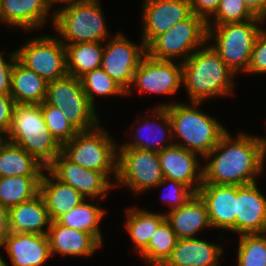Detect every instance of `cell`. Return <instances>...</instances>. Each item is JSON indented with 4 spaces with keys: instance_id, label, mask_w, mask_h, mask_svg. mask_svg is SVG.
<instances>
[{
    "instance_id": "15",
    "label": "cell",
    "mask_w": 266,
    "mask_h": 266,
    "mask_svg": "<svg viewBox=\"0 0 266 266\" xmlns=\"http://www.w3.org/2000/svg\"><path fill=\"white\" fill-rule=\"evenodd\" d=\"M142 6L141 41L145 46L192 14L190 0H143Z\"/></svg>"
},
{
    "instance_id": "28",
    "label": "cell",
    "mask_w": 266,
    "mask_h": 266,
    "mask_svg": "<svg viewBox=\"0 0 266 266\" xmlns=\"http://www.w3.org/2000/svg\"><path fill=\"white\" fill-rule=\"evenodd\" d=\"M45 167L22 147L7 142L0 149V178L42 176Z\"/></svg>"
},
{
    "instance_id": "47",
    "label": "cell",
    "mask_w": 266,
    "mask_h": 266,
    "mask_svg": "<svg viewBox=\"0 0 266 266\" xmlns=\"http://www.w3.org/2000/svg\"><path fill=\"white\" fill-rule=\"evenodd\" d=\"M0 247L2 248L3 245L0 244ZM8 263L6 260H4L3 256L0 255V266H6Z\"/></svg>"
},
{
    "instance_id": "8",
    "label": "cell",
    "mask_w": 266,
    "mask_h": 266,
    "mask_svg": "<svg viewBox=\"0 0 266 266\" xmlns=\"http://www.w3.org/2000/svg\"><path fill=\"white\" fill-rule=\"evenodd\" d=\"M207 21L192 13L167 32L156 36L147 46L146 54L156 60L173 61L183 57L185 62L196 49L207 44Z\"/></svg>"
},
{
    "instance_id": "33",
    "label": "cell",
    "mask_w": 266,
    "mask_h": 266,
    "mask_svg": "<svg viewBox=\"0 0 266 266\" xmlns=\"http://www.w3.org/2000/svg\"><path fill=\"white\" fill-rule=\"evenodd\" d=\"M177 235L165 220L150 238L147 246L139 253L147 266H161L171 255L177 243Z\"/></svg>"
},
{
    "instance_id": "26",
    "label": "cell",
    "mask_w": 266,
    "mask_h": 266,
    "mask_svg": "<svg viewBox=\"0 0 266 266\" xmlns=\"http://www.w3.org/2000/svg\"><path fill=\"white\" fill-rule=\"evenodd\" d=\"M165 218L178 239L195 238L203 229L212 228L205 203L197 193L185 205L165 213Z\"/></svg>"
},
{
    "instance_id": "16",
    "label": "cell",
    "mask_w": 266,
    "mask_h": 266,
    "mask_svg": "<svg viewBox=\"0 0 266 266\" xmlns=\"http://www.w3.org/2000/svg\"><path fill=\"white\" fill-rule=\"evenodd\" d=\"M258 182L237 186L235 233L266 234V197Z\"/></svg>"
},
{
    "instance_id": "36",
    "label": "cell",
    "mask_w": 266,
    "mask_h": 266,
    "mask_svg": "<svg viewBox=\"0 0 266 266\" xmlns=\"http://www.w3.org/2000/svg\"><path fill=\"white\" fill-rule=\"evenodd\" d=\"M213 24L207 20V26L227 23H242L253 20L257 16L247 7L244 0H220L219 6L212 15Z\"/></svg>"
},
{
    "instance_id": "14",
    "label": "cell",
    "mask_w": 266,
    "mask_h": 266,
    "mask_svg": "<svg viewBox=\"0 0 266 266\" xmlns=\"http://www.w3.org/2000/svg\"><path fill=\"white\" fill-rule=\"evenodd\" d=\"M47 169L60 181L72 186L86 199L104 200L113 189L114 182L100 171L86 169L69 160L62 152L53 160ZM88 197V198H87Z\"/></svg>"
},
{
    "instance_id": "42",
    "label": "cell",
    "mask_w": 266,
    "mask_h": 266,
    "mask_svg": "<svg viewBox=\"0 0 266 266\" xmlns=\"http://www.w3.org/2000/svg\"><path fill=\"white\" fill-rule=\"evenodd\" d=\"M220 0H190L192 13L210 20L219 6ZM211 15V16H210Z\"/></svg>"
},
{
    "instance_id": "13",
    "label": "cell",
    "mask_w": 266,
    "mask_h": 266,
    "mask_svg": "<svg viewBox=\"0 0 266 266\" xmlns=\"http://www.w3.org/2000/svg\"><path fill=\"white\" fill-rule=\"evenodd\" d=\"M131 86L126 96L133 93L132 89H138L141 94L172 96L182 87V62L156 60L146 54L134 73Z\"/></svg>"
},
{
    "instance_id": "37",
    "label": "cell",
    "mask_w": 266,
    "mask_h": 266,
    "mask_svg": "<svg viewBox=\"0 0 266 266\" xmlns=\"http://www.w3.org/2000/svg\"><path fill=\"white\" fill-rule=\"evenodd\" d=\"M40 106L49 131L61 145L77 135L79 131L63 116L62 110L45 101Z\"/></svg>"
},
{
    "instance_id": "27",
    "label": "cell",
    "mask_w": 266,
    "mask_h": 266,
    "mask_svg": "<svg viewBox=\"0 0 266 266\" xmlns=\"http://www.w3.org/2000/svg\"><path fill=\"white\" fill-rule=\"evenodd\" d=\"M48 82L16 59L11 80V97L15 104H41L45 101Z\"/></svg>"
},
{
    "instance_id": "1",
    "label": "cell",
    "mask_w": 266,
    "mask_h": 266,
    "mask_svg": "<svg viewBox=\"0 0 266 266\" xmlns=\"http://www.w3.org/2000/svg\"><path fill=\"white\" fill-rule=\"evenodd\" d=\"M232 137L227 131L204 157L203 183L241 186L257 182L265 164L266 137L244 132Z\"/></svg>"
},
{
    "instance_id": "22",
    "label": "cell",
    "mask_w": 266,
    "mask_h": 266,
    "mask_svg": "<svg viewBox=\"0 0 266 266\" xmlns=\"http://www.w3.org/2000/svg\"><path fill=\"white\" fill-rule=\"evenodd\" d=\"M223 247L203 239H178L171 255L161 266H220Z\"/></svg>"
},
{
    "instance_id": "39",
    "label": "cell",
    "mask_w": 266,
    "mask_h": 266,
    "mask_svg": "<svg viewBox=\"0 0 266 266\" xmlns=\"http://www.w3.org/2000/svg\"><path fill=\"white\" fill-rule=\"evenodd\" d=\"M266 73V29L261 28L255 40L246 74Z\"/></svg>"
},
{
    "instance_id": "11",
    "label": "cell",
    "mask_w": 266,
    "mask_h": 266,
    "mask_svg": "<svg viewBox=\"0 0 266 266\" xmlns=\"http://www.w3.org/2000/svg\"><path fill=\"white\" fill-rule=\"evenodd\" d=\"M17 59L47 82L66 76V49L59 37L41 35L16 50Z\"/></svg>"
},
{
    "instance_id": "3",
    "label": "cell",
    "mask_w": 266,
    "mask_h": 266,
    "mask_svg": "<svg viewBox=\"0 0 266 266\" xmlns=\"http://www.w3.org/2000/svg\"><path fill=\"white\" fill-rule=\"evenodd\" d=\"M175 102V103H174ZM159 104L156 107H165L170 116L174 144L197 153L204 158L228 131L215 117L203 113L198 108V102L190 104L174 101ZM192 104V105H191ZM175 138V139H174Z\"/></svg>"
},
{
    "instance_id": "21",
    "label": "cell",
    "mask_w": 266,
    "mask_h": 266,
    "mask_svg": "<svg viewBox=\"0 0 266 266\" xmlns=\"http://www.w3.org/2000/svg\"><path fill=\"white\" fill-rule=\"evenodd\" d=\"M3 247L13 266H42L52 258L47 235L11 232Z\"/></svg>"
},
{
    "instance_id": "25",
    "label": "cell",
    "mask_w": 266,
    "mask_h": 266,
    "mask_svg": "<svg viewBox=\"0 0 266 266\" xmlns=\"http://www.w3.org/2000/svg\"><path fill=\"white\" fill-rule=\"evenodd\" d=\"M50 224L51 219L40 194L9 209L10 232L47 235Z\"/></svg>"
},
{
    "instance_id": "46",
    "label": "cell",
    "mask_w": 266,
    "mask_h": 266,
    "mask_svg": "<svg viewBox=\"0 0 266 266\" xmlns=\"http://www.w3.org/2000/svg\"><path fill=\"white\" fill-rule=\"evenodd\" d=\"M7 142V134L0 129V149Z\"/></svg>"
},
{
    "instance_id": "5",
    "label": "cell",
    "mask_w": 266,
    "mask_h": 266,
    "mask_svg": "<svg viewBox=\"0 0 266 266\" xmlns=\"http://www.w3.org/2000/svg\"><path fill=\"white\" fill-rule=\"evenodd\" d=\"M99 0H82L60 7L53 13L54 30L64 44L105 42L110 31ZM66 41V42H65Z\"/></svg>"
},
{
    "instance_id": "35",
    "label": "cell",
    "mask_w": 266,
    "mask_h": 266,
    "mask_svg": "<svg viewBox=\"0 0 266 266\" xmlns=\"http://www.w3.org/2000/svg\"><path fill=\"white\" fill-rule=\"evenodd\" d=\"M237 265L266 266L265 233L239 235Z\"/></svg>"
},
{
    "instance_id": "23",
    "label": "cell",
    "mask_w": 266,
    "mask_h": 266,
    "mask_svg": "<svg viewBox=\"0 0 266 266\" xmlns=\"http://www.w3.org/2000/svg\"><path fill=\"white\" fill-rule=\"evenodd\" d=\"M51 9L47 0H1L0 22L33 31L43 27Z\"/></svg>"
},
{
    "instance_id": "43",
    "label": "cell",
    "mask_w": 266,
    "mask_h": 266,
    "mask_svg": "<svg viewBox=\"0 0 266 266\" xmlns=\"http://www.w3.org/2000/svg\"><path fill=\"white\" fill-rule=\"evenodd\" d=\"M9 209L0 204V244L3 245L10 234Z\"/></svg>"
},
{
    "instance_id": "30",
    "label": "cell",
    "mask_w": 266,
    "mask_h": 266,
    "mask_svg": "<svg viewBox=\"0 0 266 266\" xmlns=\"http://www.w3.org/2000/svg\"><path fill=\"white\" fill-rule=\"evenodd\" d=\"M103 42L64 44L67 73L80 78L87 72L100 68L104 51Z\"/></svg>"
},
{
    "instance_id": "44",
    "label": "cell",
    "mask_w": 266,
    "mask_h": 266,
    "mask_svg": "<svg viewBox=\"0 0 266 266\" xmlns=\"http://www.w3.org/2000/svg\"><path fill=\"white\" fill-rule=\"evenodd\" d=\"M244 2L256 16L266 20V0H244Z\"/></svg>"
},
{
    "instance_id": "6",
    "label": "cell",
    "mask_w": 266,
    "mask_h": 266,
    "mask_svg": "<svg viewBox=\"0 0 266 266\" xmlns=\"http://www.w3.org/2000/svg\"><path fill=\"white\" fill-rule=\"evenodd\" d=\"M62 153L73 163L102 172L110 181L113 173L115 177L112 179L116 181L118 144L100 124L91 130L78 132L62 145Z\"/></svg>"
},
{
    "instance_id": "20",
    "label": "cell",
    "mask_w": 266,
    "mask_h": 266,
    "mask_svg": "<svg viewBox=\"0 0 266 266\" xmlns=\"http://www.w3.org/2000/svg\"><path fill=\"white\" fill-rule=\"evenodd\" d=\"M51 256L88 257L102 247L91 233L65 227L57 221L51 222L47 233Z\"/></svg>"
},
{
    "instance_id": "40",
    "label": "cell",
    "mask_w": 266,
    "mask_h": 266,
    "mask_svg": "<svg viewBox=\"0 0 266 266\" xmlns=\"http://www.w3.org/2000/svg\"><path fill=\"white\" fill-rule=\"evenodd\" d=\"M8 57L10 60L5 61L2 53L0 52V93L11 95L12 71L17 59L16 50L8 53Z\"/></svg>"
},
{
    "instance_id": "17",
    "label": "cell",
    "mask_w": 266,
    "mask_h": 266,
    "mask_svg": "<svg viewBox=\"0 0 266 266\" xmlns=\"http://www.w3.org/2000/svg\"><path fill=\"white\" fill-rule=\"evenodd\" d=\"M158 155L164 178L179 181L197 193L203 183V164L197 153L173 144Z\"/></svg>"
},
{
    "instance_id": "38",
    "label": "cell",
    "mask_w": 266,
    "mask_h": 266,
    "mask_svg": "<svg viewBox=\"0 0 266 266\" xmlns=\"http://www.w3.org/2000/svg\"><path fill=\"white\" fill-rule=\"evenodd\" d=\"M162 186L167 189V192L164 193L165 197L162 195V200L171 207L167 212L185 205L195 194V192L187 185L168 178H164L156 188Z\"/></svg>"
},
{
    "instance_id": "4",
    "label": "cell",
    "mask_w": 266,
    "mask_h": 266,
    "mask_svg": "<svg viewBox=\"0 0 266 266\" xmlns=\"http://www.w3.org/2000/svg\"><path fill=\"white\" fill-rule=\"evenodd\" d=\"M7 140L26 150L45 168L62 152L49 131L40 104H15Z\"/></svg>"
},
{
    "instance_id": "45",
    "label": "cell",
    "mask_w": 266,
    "mask_h": 266,
    "mask_svg": "<svg viewBox=\"0 0 266 266\" xmlns=\"http://www.w3.org/2000/svg\"><path fill=\"white\" fill-rule=\"evenodd\" d=\"M79 1H82V0H47V3L48 5L52 8L53 5H57L58 3L62 4H69V3H74V2H79ZM57 3V4H56Z\"/></svg>"
},
{
    "instance_id": "34",
    "label": "cell",
    "mask_w": 266,
    "mask_h": 266,
    "mask_svg": "<svg viewBox=\"0 0 266 266\" xmlns=\"http://www.w3.org/2000/svg\"><path fill=\"white\" fill-rule=\"evenodd\" d=\"M82 88L85 91L90 103L95 107V95L98 97L124 95L126 91L114 81L101 67L87 72L80 78Z\"/></svg>"
},
{
    "instance_id": "19",
    "label": "cell",
    "mask_w": 266,
    "mask_h": 266,
    "mask_svg": "<svg viewBox=\"0 0 266 266\" xmlns=\"http://www.w3.org/2000/svg\"><path fill=\"white\" fill-rule=\"evenodd\" d=\"M152 112V115L148 114L144 115L143 118L141 117V119L139 118L137 124H140V122L143 121V126L138 127L139 129L135 130L137 131L135 132L136 135L131 137H134L133 141L123 143L122 145H119L118 148H135L160 152L168 146L174 144L172 135V125L167 109L165 107H156L152 110ZM153 118L154 120L156 118V120L154 121ZM157 120H160L162 124L160 121ZM142 132H144L146 136H144V134L142 135ZM165 141H169L170 143L167 145H163Z\"/></svg>"
},
{
    "instance_id": "7",
    "label": "cell",
    "mask_w": 266,
    "mask_h": 266,
    "mask_svg": "<svg viewBox=\"0 0 266 266\" xmlns=\"http://www.w3.org/2000/svg\"><path fill=\"white\" fill-rule=\"evenodd\" d=\"M265 19L256 17L242 23H227L208 27V42L221 59L236 74L247 72L257 35Z\"/></svg>"
},
{
    "instance_id": "12",
    "label": "cell",
    "mask_w": 266,
    "mask_h": 266,
    "mask_svg": "<svg viewBox=\"0 0 266 266\" xmlns=\"http://www.w3.org/2000/svg\"><path fill=\"white\" fill-rule=\"evenodd\" d=\"M105 44L101 68L126 92L132 85L134 73L146 55V46L141 41L134 44L121 32Z\"/></svg>"
},
{
    "instance_id": "9",
    "label": "cell",
    "mask_w": 266,
    "mask_h": 266,
    "mask_svg": "<svg viewBox=\"0 0 266 266\" xmlns=\"http://www.w3.org/2000/svg\"><path fill=\"white\" fill-rule=\"evenodd\" d=\"M45 102L63 111V116L80 132L97 127L101 122L79 78L66 76L48 82Z\"/></svg>"
},
{
    "instance_id": "10",
    "label": "cell",
    "mask_w": 266,
    "mask_h": 266,
    "mask_svg": "<svg viewBox=\"0 0 266 266\" xmlns=\"http://www.w3.org/2000/svg\"><path fill=\"white\" fill-rule=\"evenodd\" d=\"M163 179L158 152L118 148L117 178L114 186H123L135 194H141L156 188Z\"/></svg>"
},
{
    "instance_id": "29",
    "label": "cell",
    "mask_w": 266,
    "mask_h": 266,
    "mask_svg": "<svg viewBox=\"0 0 266 266\" xmlns=\"http://www.w3.org/2000/svg\"><path fill=\"white\" fill-rule=\"evenodd\" d=\"M127 219L125 230L132 239L135 250L139 254L148 244L158 227L166 220L165 213H154L143 208L131 207L126 209Z\"/></svg>"
},
{
    "instance_id": "24",
    "label": "cell",
    "mask_w": 266,
    "mask_h": 266,
    "mask_svg": "<svg viewBox=\"0 0 266 266\" xmlns=\"http://www.w3.org/2000/svg\"><path fill=\"white\" fill-rule=\"evenodd\" d=\"M44 172L40 178L39 194L45 202L51 222H55L86 198L72 186L57 179L47 168Z\"/></svg>"
},
{
    "instance_id": "41",
    "label": "cell",
    "mask_w": 266,
    "mask_h": 266,
    "mask_svg": "<svg viewBox=\"0 0 266 266\" xmlns=\"http://www.w3.org/2000/svg\"><path fill=\"white\" fill-rule=\"evenodd\" d=\"M15 101L11 95L0 93V129L6 134L10 130Z\"/></svg>"
},
{
    "instance_id": "32",
    "label": "cell",
    "mask_w": 266,
    "mask_h": 266,
    "mask_svg": "<svg viewBox=\"0 0 266 266\" xmlns=\"http://www.w3.org/2000/svg\"><path fill=\"white\" fill-rule=\"evenodd\" d=\"M41 176H11L0 178V204L10 209L39 194Z\"/></svg>"
},
{
    "instance_id": "18",
    "label": "cell",
    "mask_w": 266,
    "mask_h": 266,
    "mask_svg": "<svg viewBox=\"0 0 266 266\" xmlns=\"http://www.w3.org/2000/svg\"><path fill=\"white\" fill-rule=\"evenodd\" d=\"M197 194L205 203L212 229L235 232L237 185L202 183Z\"/></svg>"
},
{
    "instance_id": "2",
    "label": "cell",
    "mask_w": 266,
    "mask_h": 266,
    "mask_svg": "<svg viewBox=\"0 0 266 266\" xmlns=\"http://www.w3.org/2000/svg\"><path fill=\"white\" fill-rule=\"evenodd\" d=\"M207 42L182 62V85L190 102L232 95L235 74Z\"/></svg>"
},
{
    "instance_id": "31",
    "label": "cell",
    "mask_w": 266,
    "mask_h": 266,
    "mask_svg": "<svg viewBox=\"0 0 266 266\" xmlns=\"http://www.w3.org/2000/svg\"><path fill=\"white\" fill-rule=\"evenodd\" d=\"M105 213V209L92 203L88 204L87 199H85L80 205L61 216L57 222L65 227L91 233L103 244V236L99 224Z\"/></svg>"
}]
</instances>
